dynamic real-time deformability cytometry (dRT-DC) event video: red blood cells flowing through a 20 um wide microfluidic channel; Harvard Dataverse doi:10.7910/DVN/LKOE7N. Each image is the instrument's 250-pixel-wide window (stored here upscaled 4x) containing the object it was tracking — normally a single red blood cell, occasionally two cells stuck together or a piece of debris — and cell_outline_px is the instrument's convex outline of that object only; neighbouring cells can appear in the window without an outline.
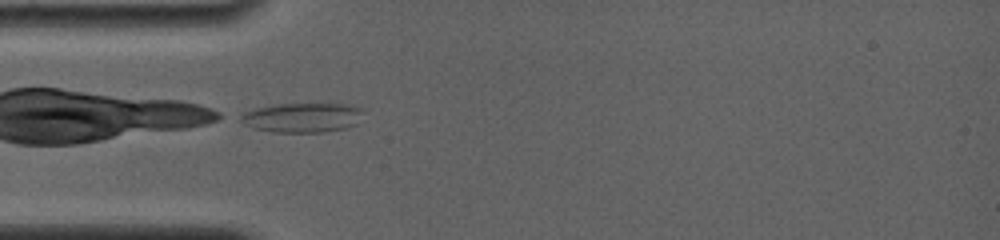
{"species": "common noctule bat (a hibernating species)", "species_latin": "Nyctalus noctula", "temperature_condition": "room temperature", "stored_images_in_passage": 36, "camera_frame_rate_fps": 4000, "um_per_image_px": 0.085, "animal": {"sex": "female", "body_mass_g": 19.0, "forearm_length_mm": 56.7}, "frame": {"image": 1, "passage_image": 1, "time_ms": 0.0, "image_size_px": [1000, 240], "cell_outline_px": [[364, 108], [356, 124], [348, 128], [324, 132], [272, 132], [252, 128], [244, 124], [236, 116], [244, 112], [256, 108], [276, 104], [352, 104]], "centroid_in_image_um": [25.68, 9.99], "position_along_channel_um": 59.3, "area_um2": 21.39}}
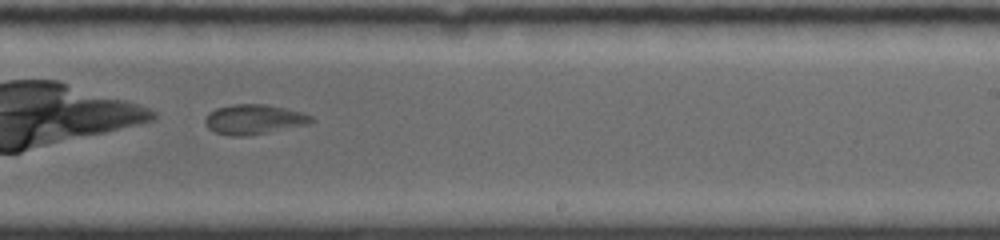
{"frame": {"image": 2, "passage_image": 23, "time_ms": 5.5, "image_size_px": [1000, 240], "cell_outline_px": [[316, 120], [308, 124], [268, 132], [244, 136], [228, 136], [216, 132], [208, 128], [204, 124], [204, 120], [208, 112], [216, 108], [232, 104], [268, 104], [304, 112], [312, 116]], "centroid_in_image_um": [21.58, 10.13], "position_along_channel_um": 267.4, "area_um2": 18.67}}
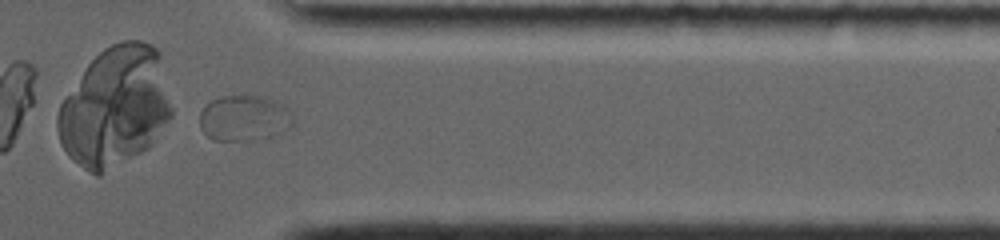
{"frame": {"image": 3, "passage_image": 36, "time_ms": 8.75, "image_size_px": [1000, 240], "cell_outline_px": [[292, 124], [288, 128], [256, 140], [212, 140], [200, 128], [200, 112], [212, 100], [220, 96], [260, 96], [284, 104], [288, 108], [292, 116]], "centroid_in_image_um": [20.73, 10.03], "position_along_channel_um": 390.7, "area_um2": 24.51}, "authors_computed_cell_mechanics": {"area_um2": 18.785, "velocity_mm_per_s": 3.8071, "shape_relaxation_time_tau1_ms": null, "shape_relaxation_time_tau2_ms": 2.0568, "deformation_change_tau1": null, "deformation_change_tau2": 0.0528}}